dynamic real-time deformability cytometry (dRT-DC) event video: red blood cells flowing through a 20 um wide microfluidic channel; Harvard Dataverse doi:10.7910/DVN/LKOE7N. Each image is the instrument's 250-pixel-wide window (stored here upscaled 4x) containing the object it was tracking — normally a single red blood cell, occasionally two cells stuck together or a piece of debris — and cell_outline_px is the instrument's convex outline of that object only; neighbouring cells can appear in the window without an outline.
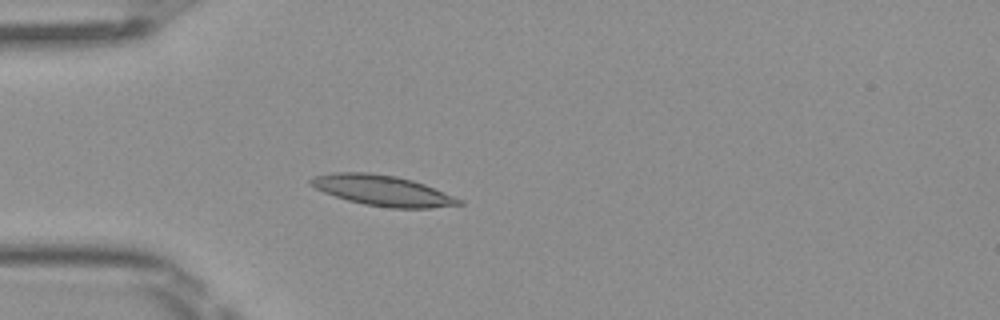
{"species": "Egyptian fruit bat (a non-hibernating species)", "species_latin": "Rousettus aegyptiacus", "temperature_condition": "room temperature", "stored_images_in_passage": 5, "camera_frame_rate_fps": 3000, "um_per_image_px": 0.085, "frame": {"image": 1, "passage_image": 5, "time_ms": 1.333, "image_size_px": [1000, 320], "cell_outline_px": [[464, 204], [432, 208], [392, 208], [364, 204], [348, 200], [324, 192], [308, 184], [308, 180], [312, 176], [332, 172], [368, 172], [396, 176], [412, 180], [424, 184], [464, 200]], "centroid_in_image_um": [32.51, 16.19], "position_along_channel_um": 52.5, "area_um2": 26.41}}